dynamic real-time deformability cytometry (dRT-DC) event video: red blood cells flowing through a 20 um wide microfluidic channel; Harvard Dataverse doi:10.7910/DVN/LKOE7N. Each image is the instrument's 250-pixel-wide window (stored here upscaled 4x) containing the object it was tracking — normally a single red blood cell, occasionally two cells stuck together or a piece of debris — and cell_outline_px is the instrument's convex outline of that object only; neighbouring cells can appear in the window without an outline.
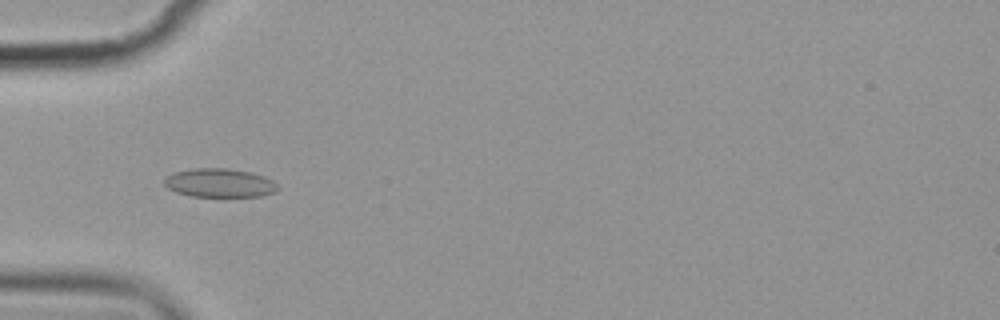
{"species": "common noctule bat (a hibernating species)", "species_latin": "Nyctalus noctula", "temperature_condition": "cold", "stored_images_in_passage": 5, "camera_frame_rate_fps": 3000, "um_per_image_px": 0.085, "animal": {"sex": "female", "body_mass_g": 19.9}, "frame": {"image": 1, "passage_image": 5, "time_ms": 4.667, "image_size_px": [1000, 320], "cell_outline_px": [[280, 188], [276, 192], [260, 196], [192, 196], [176, 192], [168, 188], [164, 184], [164, 180], [172, 172], [196, 168], [228, 168], [252, 172], [264, 176], [272, 180]], "centroid_in_image_um": [18.68, 15.54], "position_along_channel_um": 66.3, "area_um2": 19.02}}